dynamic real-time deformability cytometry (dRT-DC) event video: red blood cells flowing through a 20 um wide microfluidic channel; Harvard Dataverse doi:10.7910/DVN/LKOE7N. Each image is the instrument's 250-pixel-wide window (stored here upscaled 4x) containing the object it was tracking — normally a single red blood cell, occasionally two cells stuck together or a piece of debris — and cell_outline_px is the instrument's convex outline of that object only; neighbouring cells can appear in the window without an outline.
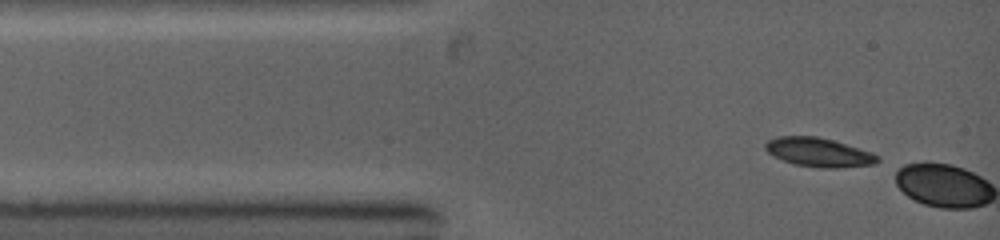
{"species": "common noctule bat (a hibernating species)", "species_latin": "Nyctalus noctula", "temperature_condition": "warm", "stored_images_in_passage": 2, "camera_frame_rate_fps": 5000, "um_per_image_px": 0.085, "animal": {"sex": "female", "body_mass_g": 19.0, "forearm_length_mm": 53.3}, "frame": {"image": 1, "passage_image": 1, "time_ms": 0.0, "image_size_px": [1000, 240], "cell_outline_px": [[880, 160], [876, 164], [836, 168], [820, 168], [796, 164], [784, 160], [768, 152], [764, 148], [764, 144], [768, 140], [776, 136], [816, 136], [832, 140], [872, 152], [880, 156]], "centroid_in_image_um": [69.62, 12.94], "position_along_channel_um": 15.4, "area_um2": 18.84}}